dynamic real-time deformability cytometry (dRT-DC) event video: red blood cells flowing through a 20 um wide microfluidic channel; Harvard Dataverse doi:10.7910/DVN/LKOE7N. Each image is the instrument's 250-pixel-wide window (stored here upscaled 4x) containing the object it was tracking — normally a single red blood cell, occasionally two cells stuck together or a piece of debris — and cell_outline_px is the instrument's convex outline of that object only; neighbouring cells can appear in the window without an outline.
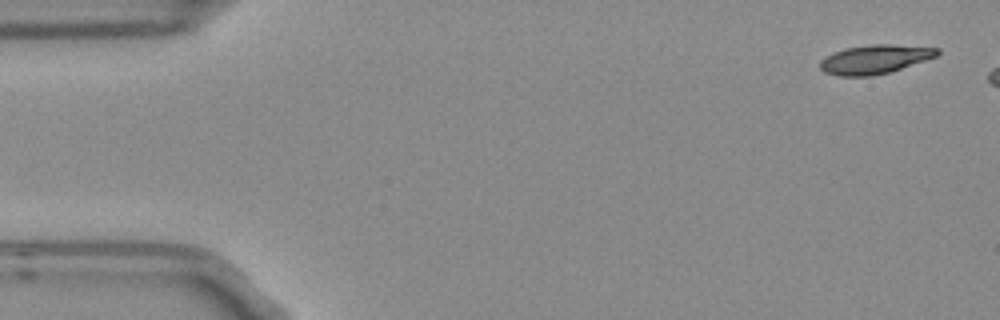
{"species": "Egyptian fruit bat (a non-hibernating species)", "species_latin": "Rousettus aegyptiacus", "temperature_condition": "room temperature", "stored_images_in_passage": 3, "camera_frame_rate_fps": 3000, "um_per_image_px": 0.085, "frame": {"image": 1, "passage_image": 1, "time_ms": 0.0, "image_size_px": [1000, 320], "cell_outline_px": [[940, 52], [936, 56], [888, 72], [872, 76], [840, 76], [824, 72], [820, 68], [820, 60], [832, 52], [844, 48], [872, 44], [892, 44], [940, 48]], "centroid_in_image_um": [74.32, 5.03], "position_along_channel_um": 10.7, "area_um2": 19.65}}